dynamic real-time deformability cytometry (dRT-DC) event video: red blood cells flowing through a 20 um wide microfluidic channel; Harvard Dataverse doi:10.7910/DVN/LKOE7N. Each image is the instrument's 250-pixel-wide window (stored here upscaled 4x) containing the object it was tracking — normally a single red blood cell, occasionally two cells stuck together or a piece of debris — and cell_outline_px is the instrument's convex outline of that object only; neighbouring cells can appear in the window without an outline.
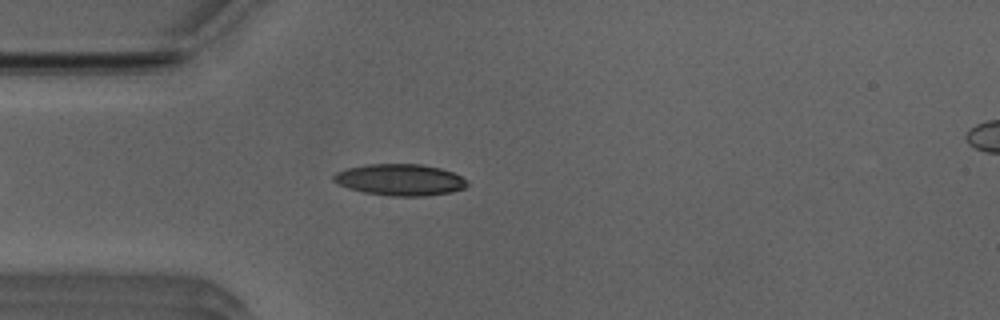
{"species": "Egyptian fruit bat (a non-hibernating species)", "species_latin": "Rousettus aegyptiacus", "temperature_condition": "room temperature", "stored_images_in_passage": 44, "camera_frame_rate_fps": 3000, "um_per_image_px": 0.085, "animal": {"sex": "male"}, "frame": {"image": 1, "passage_image": 7, "time_ms": 2.0, "image_size_px": [1000, 320], "cell_outline_px": [[468, 184], [464, 188], [452, 192], [424, 196], [392, 196], [364, 192], [348, 188], [336, 184], [332, 180], [332, 176], [336, 172], [348, 168], [364, 164], [420, 164], [440, 168], [452, 172], [460, 176]], "centroid_in_image_um": [33.95, 15.28], "position_along_channel_um": 51.0, "area_um2": 24.51}}
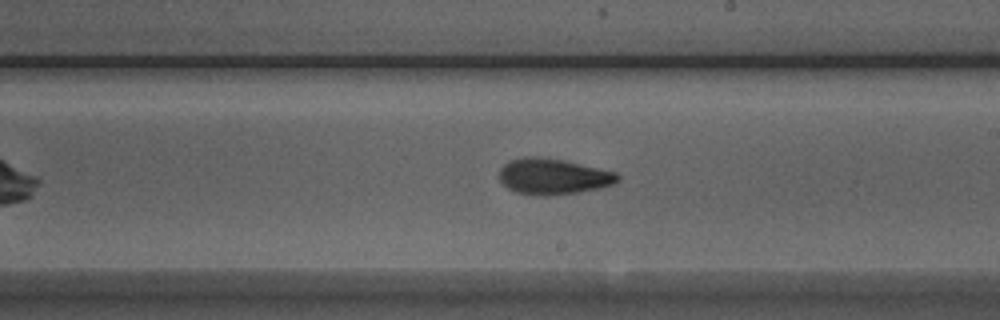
{"frame": {"image": 2, "passage_image": 22, "time_ms": 7.0, "image_size_px": [1000, 320], "cell_outline_px": [[620, 180], [616, 184], [600, 188], [580, 192], [548, 196], [536, 196], [516, 192], [508, 188], [500, 180], [500, 168], [504, 164], [512, 160], [524, 156], [536, 156], [560, 160], [616, 172], [620, 176]], "centroid_in_image_um": [47.03, 15.02], "position_along_channel_um": 242.0, "area_um2": 24.74}}
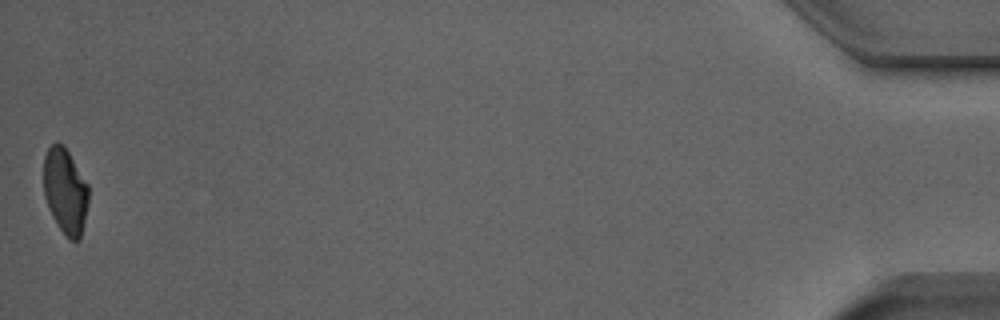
{"frame": {"image": 3, "passage_image": 44, "time_ms": 14.333, "image_size_px": [1000, 320], "cell_outline_px": [[88, 204], [80, 240], [68, 240], [64, 236], [56, 224], [52, 216], [44, 196], [44, 156], [48, 148], [56, 140], [64, 144], [88, 184]], "centroid_in_image_um": [5.54, 16.24], "position_along_channel_um": 429.7, "area_um2": 22.72}, "authors_computed_cell_mechanics": {"area_um2": 23.9292, "velocity_mm_per_s": 3.974, "shape_relaxation_time_tau1_ms": 4.0833, "shape_relaxation_time_tau2_ms": 1.8525, "deformation_change_tau1": 0.159, "deformation_change_tau2": 0.077}}